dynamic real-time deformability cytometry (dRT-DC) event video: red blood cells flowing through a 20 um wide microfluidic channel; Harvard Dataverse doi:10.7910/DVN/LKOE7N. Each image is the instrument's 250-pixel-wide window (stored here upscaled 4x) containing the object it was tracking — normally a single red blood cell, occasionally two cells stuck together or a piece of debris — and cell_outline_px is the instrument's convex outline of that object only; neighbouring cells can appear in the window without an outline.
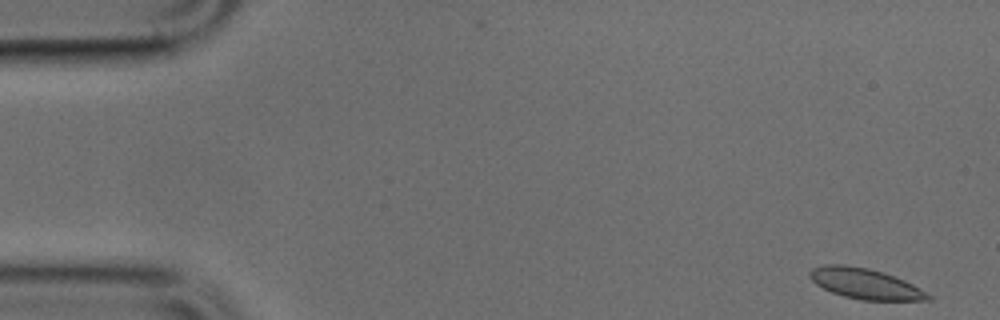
{"species": "common noctule bat (a hibernating species)", "species_latin": "Nyctalus noctula", "temperature_condition": "cold", "stored_images_in_passage": 49, "camera_frame_rate_fps": 3000, "um_per_image_px": 0.085, "animal": {"sex": "male", "body_mass_g": 17.9, "forearm_length_mm": 54.2}, "frame": {"image": 1, "passage_image": 1, "time_ms": 0.0, "image_size_px": [1000, 320], "cell_outline_px": [[932, 300], [860, 300], [844, 296], [832, 292], [816, 284], [808, 276], [808, 272], [812, 268], [824, 264], [844, 264], [868, 268], [884, 272], [904, 280], [920, 288], [932, 296]], "centroid_in_image_um": [73.52, 24.1], "position_along_channel_um": 11.5, "area_um2": 21.1}}
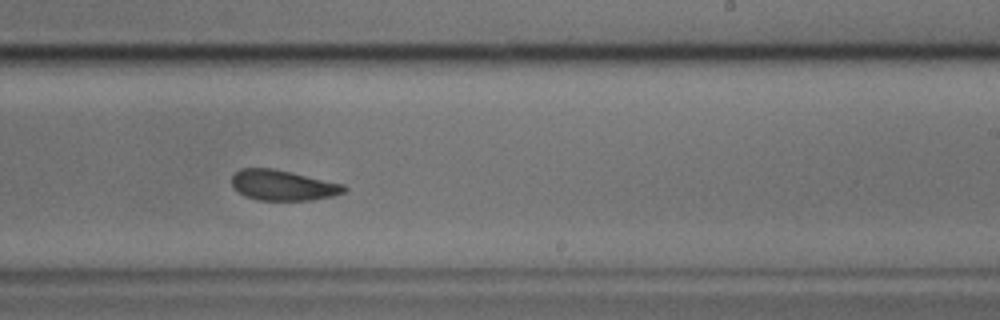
{"frame": {"image": 2, "passage_image": 29, "time_ms": 9.333, "image_size_px": [1000, 320], "cell_outline_px": [[348, 188], [344, 192], [332, 196], [308, 200], [256, 200], [244, 196], [232, 184], [232, 176], [240, 168], [272, 168], [292, 172], [344, 184]], "centroid_in_image_um": [24.05, 15.74], "position_along_channel_um": 264.9, "area_um2": 19.83}}
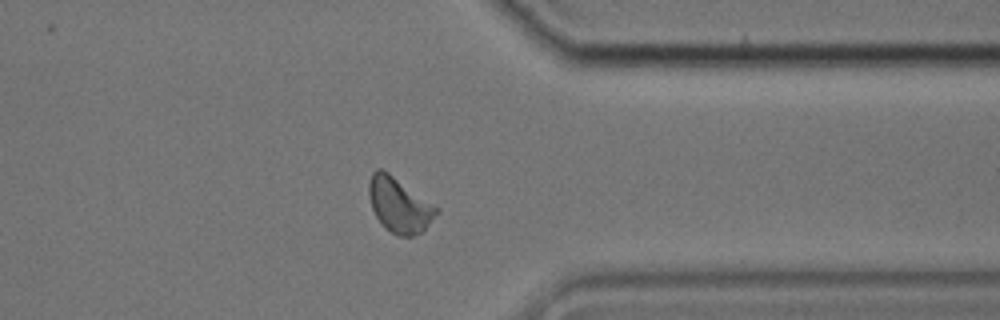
{"frame": {"image": 3, "passage_image": 38, "time_ms": 12.333, "image_size_px": [1000, 320], "cell_outline_px": [[440, 208], [428, 224], [420, 232], [412, 236], [400, 236], [392, 232], [376, 216], [372, 208], [368, 192], [368, 180], [372, 172], [376, 168], [380, 168], [388, 172]], "centroid_in_image_um": [33.91, 17.38], "position_along_channel_um": 377.5, "area_um2": 21.15}}